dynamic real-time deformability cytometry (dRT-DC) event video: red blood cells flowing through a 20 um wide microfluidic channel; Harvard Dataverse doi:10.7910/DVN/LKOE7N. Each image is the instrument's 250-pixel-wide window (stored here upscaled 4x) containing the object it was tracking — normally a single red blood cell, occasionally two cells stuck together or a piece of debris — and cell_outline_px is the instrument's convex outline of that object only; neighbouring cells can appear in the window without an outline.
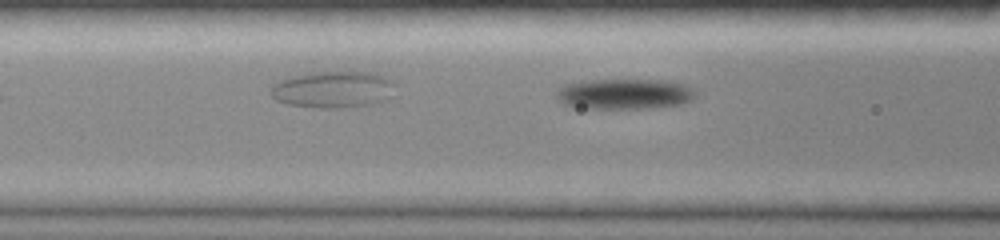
{"species": "common noctule bat (a hibernating species)", "species_latin": "Nyctalus noctula", "temperature_condition": "room temperature", "stored_images_in_passage": 25, "camera_frame_rate_fps": 3000, "um_per_image_px": 0.085, "animal": {"sex": "female", "body_mass_g": 19.0, "forearm_length_mm": 51.5}, "frame": {"image": 1, "passage_image": 6, "time_ms": 1.667, "image_size_px": [1000, 240], "cell_outline_px": [[696, 96], [692, 100], [680, 104], [644, 108], [572, 108], [564, 104], [556, 96], [556, 92], [564, 84], [588, 80], [664, 80], [684, 84]], "centroid_in_image_um": [53.01, 7.99], "position_along_channel_um": 113.6, "area_um2": 24.45}}
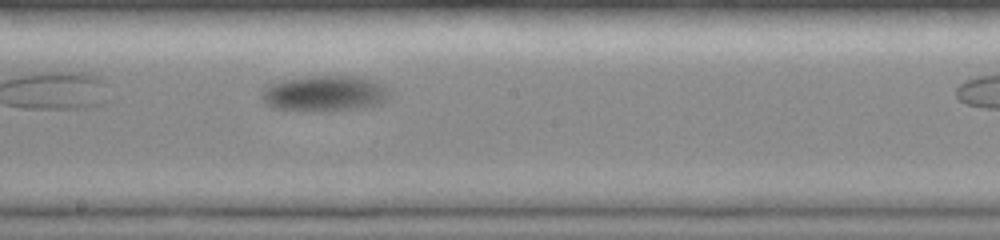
{"frame": {"image": 2, "passage_image": 15, "time_ms": 4.667, "image_size_px": [1000, 240], "cell_outline_px": [[388, 96], [380, 104], [364, 108], [328, 112], [312, 112], [272, 108], [264, 100], [264, 88], [268, 84], [280, 80], [312, 76], [356, 76], [372, 80], [380, 84], [388, 92]], "centroid_in_image_um": [27.58, 7.97], "position_along_channel_um": 220.6, "area_um2": 26.76}}
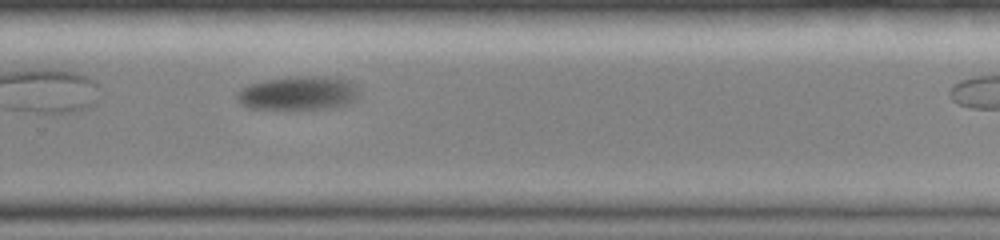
{"frame": {"image": 3, "passage_image": 22, "time_ms": 7.0, "image_size_px": [1000, 240], "cell_outline_px": [[356, 100], [348, 104], [336, 108], [248, 108], [240, 104], [236, 100], [236, 92], [252, 84], [264, 80], [288, 76], [332, 76], [348, 80], [356, 84]], "centroid_in_image_um": [25.37, 7.9], "position_along_channel_um": 304.4, "area_um2": 24.1}}